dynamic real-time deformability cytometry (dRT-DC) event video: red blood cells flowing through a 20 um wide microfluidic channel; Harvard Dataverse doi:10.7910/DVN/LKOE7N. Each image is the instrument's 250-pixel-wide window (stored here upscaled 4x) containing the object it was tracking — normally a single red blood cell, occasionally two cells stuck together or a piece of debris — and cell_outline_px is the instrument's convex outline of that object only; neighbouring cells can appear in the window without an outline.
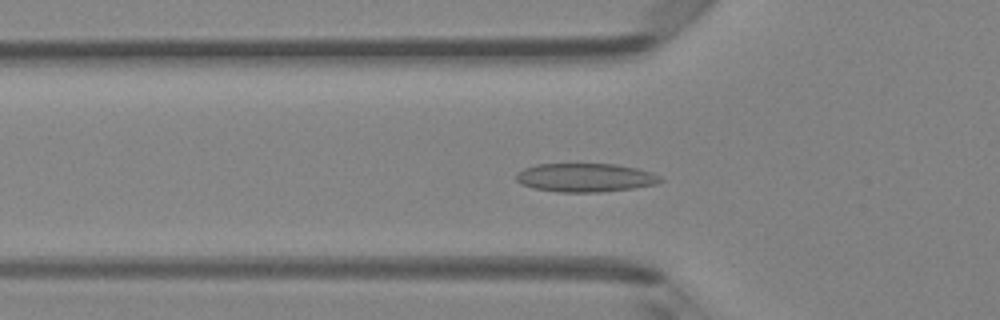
{"species": "Egyptian fruit bat (a non-hibernating species)", "species_latin": "Rousettus aegyptiacus", "temperature_condition": "room temperature", "stored_images_in_passage": 49, "segment_of_instrument_passage": [1, 2], "camera_frame_rate_fps": 3000, "um_per_image_px": 0.085, "animal": {"sex": "female"}, "frame": {"image": 1, "passage_image": 16, "time_ms": 5.0, "image_size_px": [1000, 320], "cell_outline_px": [[664, 180], [656, 184], [632, 188], [600, 192], [556, 192], [532, 188], [516, 180], [516, 172], [524, 168], [536, 164], [616, 164], [636, 168], [652, 172], [660, 176]], "centroid_in_image_um": [49.75, 15.09], "position_along_channel_um": 76.1, "area_um2": 24.1}}
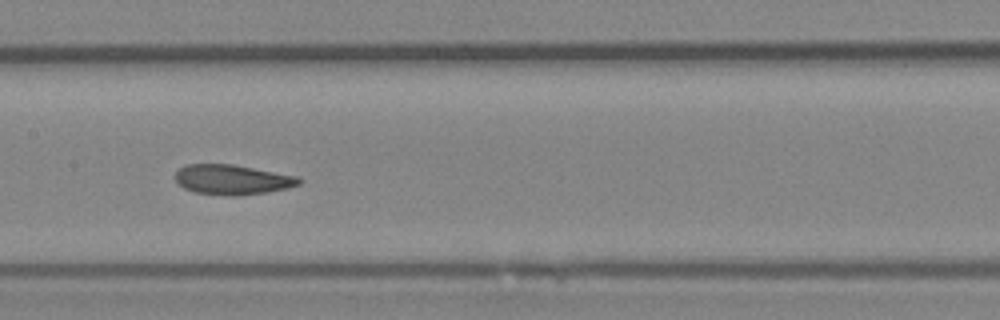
{"frame": {"image": 2, "passage_image": 24, "time_ms": 7.667, "image_size_px": [1000, 320], "cell_outline_px": [[304, 180], [300, 184], [288, 188], [268, 192], [236, 196], [232, 196], [196, 192], [184, 188], [176, 180], [176, 172], [184, 164], [232, 164], [300, 176]], "centroid_in_image_um": [19.81, 15.26], "position_along_channel_um": 187.6, "area_um2": 21.68}}
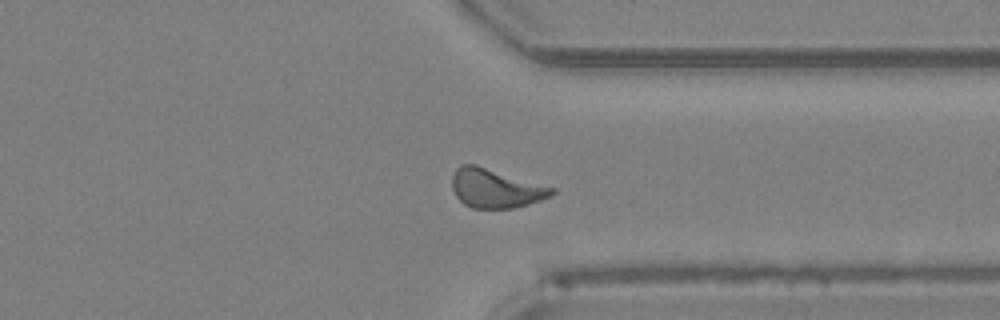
{"frame": {"image": 3, "passage_image": 37, "time_ms": 12.0, "image_size_px": [1000, 320], "cell_outline_px": [[556, 192], [540, 200], [528, 204], [512, 208], [472, 208], [464, 204], [456, 196], [452, 188], [452, 176], [456, 168], [460, 164], [476, 164], [556, 188]], "centroid_in_image_um": [42.11, 15.99], "position_along_channel_um": 369.3, "area_um2": 22.66}}